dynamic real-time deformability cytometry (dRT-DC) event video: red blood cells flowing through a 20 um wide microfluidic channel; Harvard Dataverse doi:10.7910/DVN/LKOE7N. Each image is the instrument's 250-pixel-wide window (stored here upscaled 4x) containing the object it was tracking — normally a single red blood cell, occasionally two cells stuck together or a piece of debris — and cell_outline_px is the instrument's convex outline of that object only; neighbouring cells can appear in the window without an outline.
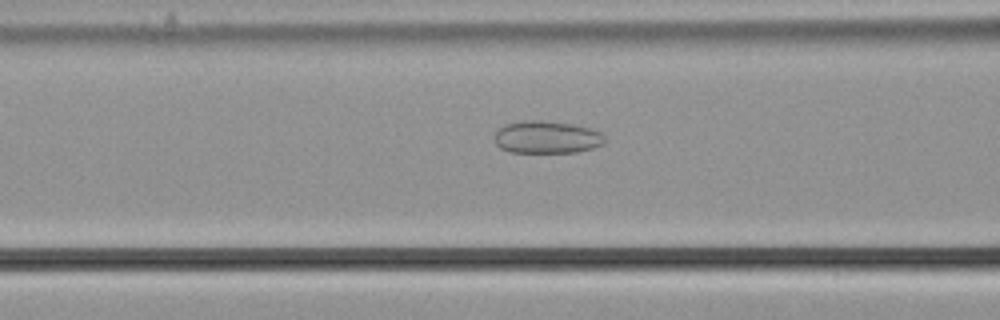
{"species": "common noctule bat (a hibernating species)", "species_latin": "Nyctalus noctula", "temperature_condition": "cold", "stored_images_in_passage": 43, "camera_frame_rate_fps": 3000, "um_per_image_px": 0.085, "animal": {"sex": "male", "body_mass_g": 21.5, "forearm_length_mm": 52.0}, "frame": {"image": 1, "passage_image": 15, "time_ms": 4.667, "image_size_px": [1000, 320], "cell_outline_px": [[604, 144], [592, 148], [576, 152], [508, 152], [500, 148], [496, 144], [496, 132], [504, 124], [524, 120], [540, 120], [572, 124], [592, 128], [600, 132], [604, 136]], "centroid_in_image_um": [46.48, 11.66], "position_along_channel_um": 120.1, "area_um2": 20.87}}
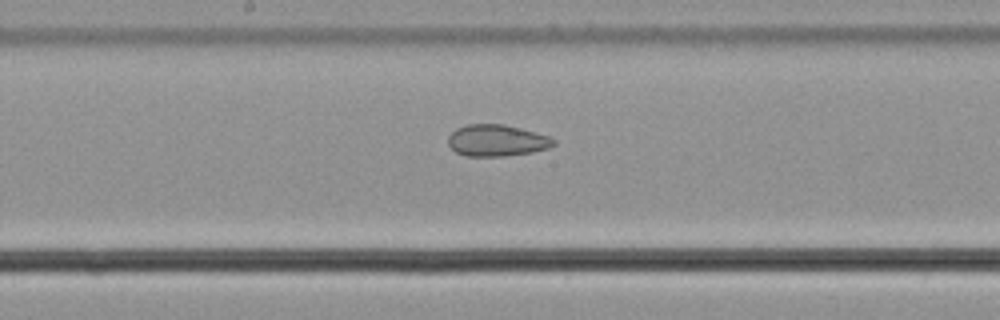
{"frame": {"image": 2, "passage_image": 22, "time_ms": 7.0, "image_size_px": [1000, 320], "cell_outline_px": [[556, 144], [548, 148], [532, 152], [504, 156], [468, 156], [456, 152], [448, 144], [448, 136], [456, 128], [464, 124], [504, 124], [520, 128], [548, 136], [556, 140]], "centroid_in_image_um": [42.21, 11.93], "position_along_channel_um": 206.0, "area_um2": 19.42}}
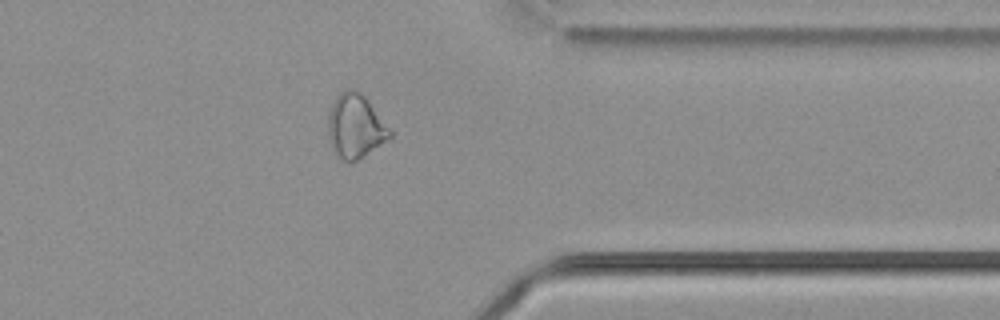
{"frame": {"image": 3, "passage_image": 37, "time_ms": 12.0, "image_size_px": [1000, 320], "cell_outline_px": [[392, 136], [388, 140], [364, 156], [348, 164], [332, 148], [328, 140], [328, 112], [332, 100], [344, 88], [356, 88], [368, 100], [392, 132]], "centroid_in_image_um": [30.18, 10.7], "position_along_channel_um": 381.2, "area_um2": 23.24}}